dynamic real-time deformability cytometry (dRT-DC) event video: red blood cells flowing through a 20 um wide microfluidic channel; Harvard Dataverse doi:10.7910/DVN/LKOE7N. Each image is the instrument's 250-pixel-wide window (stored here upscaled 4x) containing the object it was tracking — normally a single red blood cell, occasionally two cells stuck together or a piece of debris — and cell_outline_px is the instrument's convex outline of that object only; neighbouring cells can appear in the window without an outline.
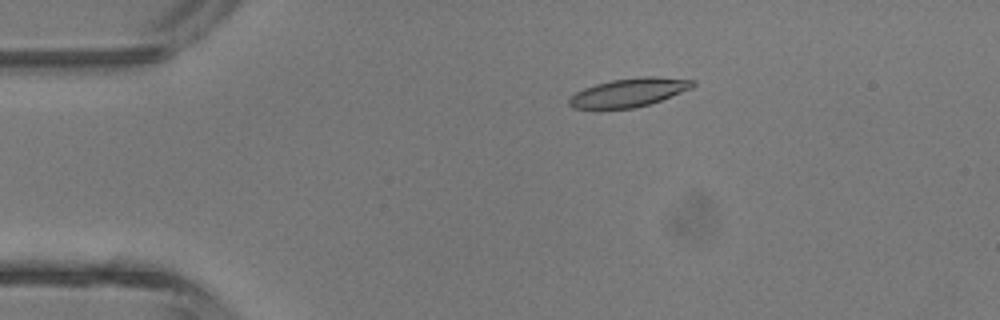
{"species": "common noctule bat (a hibernating species)", "species_latin": "Nyctalus noctula", "temperature_condition": "room temperature", "stored_images_in_passage": 4, "camera_frame_rate_fps": 3000, "um_per_image_px": 0.085, "animal": {"sex": "male", "body_mass_g": 13.3}, "frame": {"image": 1, "passage_image": 3, "time_ms": 2.333, "image_size_px": [1000, 320], "cell_outline_px": [[696, 84], [692, 88], [660, 100], [648, 104], [632, 108], [572, 108], [568, 104], [568, 100], [576, 92], [584, 88], [596, 84], [612, 80], [640, 76], [656, 76], [696, 80]], "centroid_in_image_um": [53.49, 7.84], "position_along_channel_um": 31.5, "area_um2": 20.4}}